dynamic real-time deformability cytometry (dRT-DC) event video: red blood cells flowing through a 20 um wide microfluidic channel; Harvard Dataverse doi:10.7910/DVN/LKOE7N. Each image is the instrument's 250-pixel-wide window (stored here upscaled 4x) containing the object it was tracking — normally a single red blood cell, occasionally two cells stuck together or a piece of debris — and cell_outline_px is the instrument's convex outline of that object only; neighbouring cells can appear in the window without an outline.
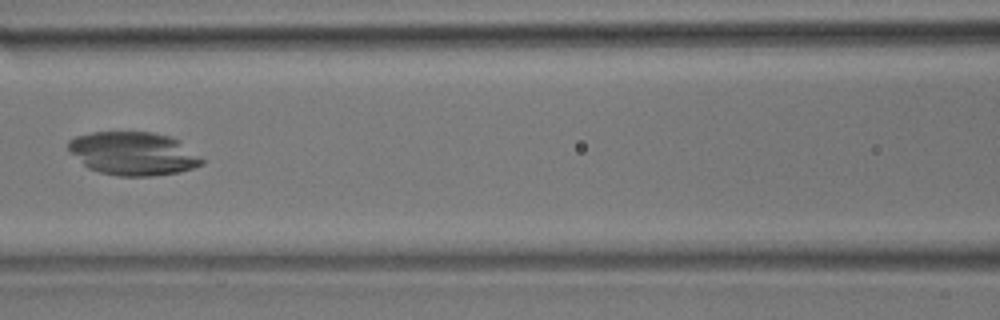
{"species": "common noctule bat (a hibernating species)", "species_latin": "Nyctalus noctula", "temperature_condition": "room temperature", "stored_images_in_passage": 39, "camera_frame_rate_fps": 3000, "um_per_image_px": 0.085, "animal": {"sex": "male", "body_mass_g": 17.9}, "frame": {"image": 1, "passage_image": 14, "time_ms": 4.333, "image_size_px": [1000, 320], "cell_outline_px": [[204, 164], [180, 172], [152, 176], [116, 176], [100, 172], [88, 168], [68, 148], [68, 140], [76, 136], [92, 132], [152, 132], [168, 136], [180, 140], [204, 160]], "centroid_in_image_um": [11.35, 13.05], "position_along_channel_um": 155.2, "area_um2": 33.64}}
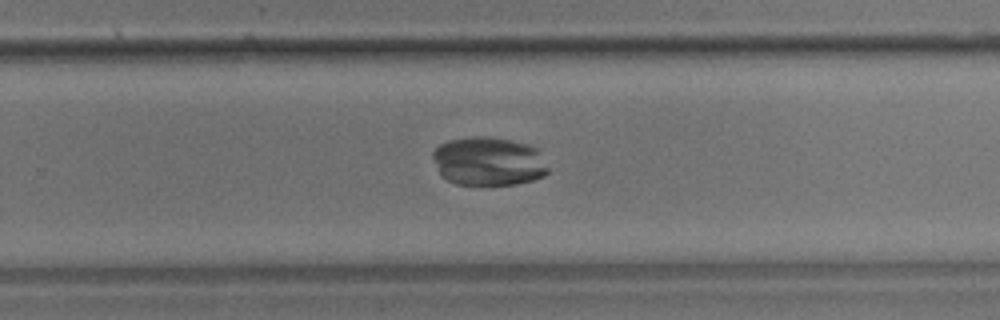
{"frame": {"image": 2, "passage_image": 23, "time_ms": 7.333, "image_size_px": [1000, 320], "cell_outline_px": [[548, 172], [544, 176], [532, 180], [516, 184], [456, 184], [448, 180], [440, 172], [432, 156], [432, 152], [440, 144], [448, 140], [476, 136], [484, 136], [508, 140], [528, 144], [536, 148], [548, 168]], "centroid_in_image_um": [41.52, 13.71], "position_along_channel_um": 288.3, "area_um2": 32.31}}
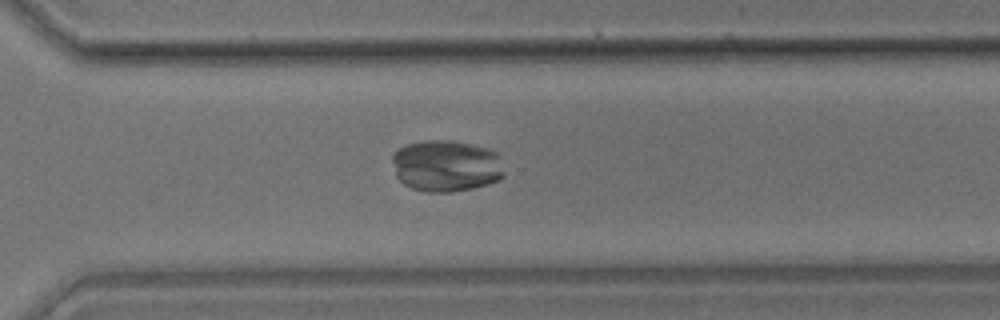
{"frame": {"image": 3, "passage_image": 26, "time_ms": 8.333, "image_size_px": [1000, 320], "cell_outline_px": [[504, 176], [500, 180], [488, 184], [472, 188], [452, 192], [428, 192], [412, 188], [404, 184], [396, 176], [392, 160], [392, 152], [408, 144], [424, 140], [448, 140], [488, 148], [496, 152], [504, 172]], "centroid_in_image_um": [37.91, 14.1], "position_along_channel_um": 332.7, "area_um2": 33.7}}